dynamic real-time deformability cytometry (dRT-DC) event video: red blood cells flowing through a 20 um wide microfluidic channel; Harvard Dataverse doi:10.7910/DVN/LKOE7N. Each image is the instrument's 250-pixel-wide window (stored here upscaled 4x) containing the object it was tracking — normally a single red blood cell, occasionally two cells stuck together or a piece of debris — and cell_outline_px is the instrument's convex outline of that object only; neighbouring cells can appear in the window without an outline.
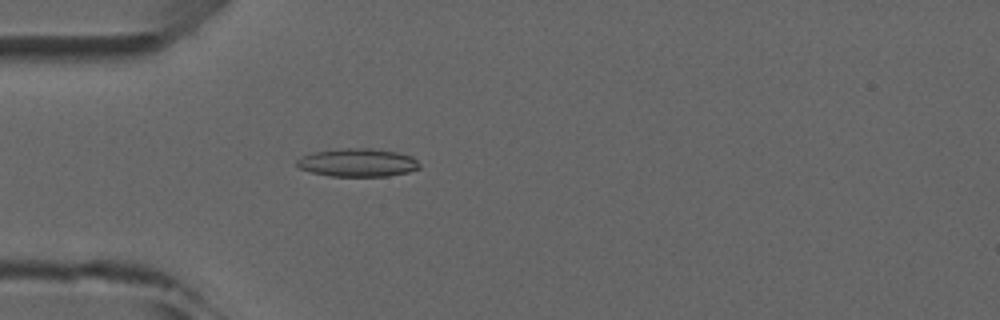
{"species": "common noctule bat (a hibernating species)", "species_latin": "Nyctalus noctula", "temperature_condition": "room temperature", "stored_images_in_passage": 5, "camera_frame_rate_fps": 3000, "um_per_image_px": 0.085, "animal": {"sex": "male", "forearm_length_mm": 52.5}, "frame": {"image": 1, "passage_image": 5, "time_ms": 4.667, "image_size_px": [1000, 320], "cell_outline_px": [[420, 168], [408, 172], [388, 176], [332, 176], [312, 172], [300, 168], [296, 164], [296, 160], [300, 156], [312, 152], [344, 148], [372, 148], [396, 152], [412, 156], [420, 164]], "centroid_in_image_um": [30.4, 13.81], "position_along_channel_um": 54.6, "area_um2": 20.17}}